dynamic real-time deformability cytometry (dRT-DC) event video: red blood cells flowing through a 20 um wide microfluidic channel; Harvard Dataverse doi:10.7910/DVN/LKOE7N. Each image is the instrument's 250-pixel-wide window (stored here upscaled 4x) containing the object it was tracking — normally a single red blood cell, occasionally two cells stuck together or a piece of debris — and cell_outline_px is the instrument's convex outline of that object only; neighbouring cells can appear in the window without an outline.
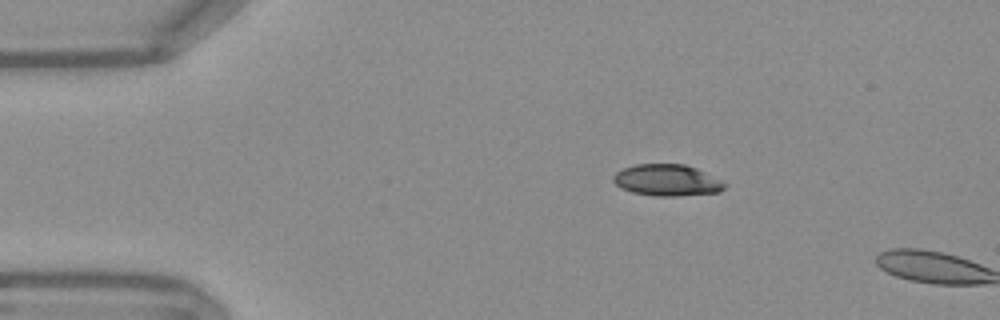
{"species": "Egyptian fruit bat (a non-hibernating species)", "species_latin": "Rousettus aegyptiacus", "temperature_condition": "warm", "stored_images_in_passage": 3, "camera_frame_rate_fps": 3000, "um_per_image_px": 0.085, "frame": {"image": 1, "passage_image": 1, "time_ms": 0.0, "image_size_px": [1000, 320], "cell_outline_px": [[728, 184], [720, 192], [680, 196], [652, 196], [632, 192], [620, 188], [612, 180], [612, 176], [616, 172], [624, 168], [636, 164], [684, 164], [696, 168]], "centroid_in_image_um": [56.68, 15.33], "position_along_channel_um": 28.3, "area_um2": 20.52}}